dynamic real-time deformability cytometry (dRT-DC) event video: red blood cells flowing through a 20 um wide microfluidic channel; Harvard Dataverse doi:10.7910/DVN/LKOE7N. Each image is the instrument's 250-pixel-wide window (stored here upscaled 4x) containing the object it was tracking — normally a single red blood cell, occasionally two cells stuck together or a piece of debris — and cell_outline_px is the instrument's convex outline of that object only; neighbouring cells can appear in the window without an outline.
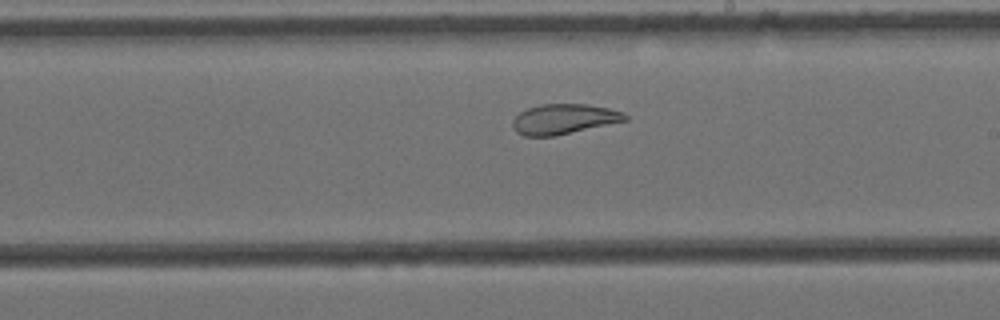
{"species": "Egyptian fruit bat (a non-hibernating species)", "species_latin": "Rousettus aegyptiacus", "temperature_condition": "cold", "stored_images_in_passage": 7, "camera_frame_rate_fps": 3000, "um_per_image_px": 0.085, "animal": {"sex": "female"}, "frame": {"image": 1, "passage_image": 7, "time_ms": 2.0, "image_size_px": [1000, 320], "cell_outline_px": [[628, 120], [556, 136], [524, 136], [516, 132], [512, 128], [512, 120], [520, 112], [528, 108], [540, 104], [584, 104], [608, 108], [624, 112], [628, 116]], "centroid_in_image_um": [47.92, 10.13], "position_along_channel_um": 241.1, "area_um2": 19.83}}